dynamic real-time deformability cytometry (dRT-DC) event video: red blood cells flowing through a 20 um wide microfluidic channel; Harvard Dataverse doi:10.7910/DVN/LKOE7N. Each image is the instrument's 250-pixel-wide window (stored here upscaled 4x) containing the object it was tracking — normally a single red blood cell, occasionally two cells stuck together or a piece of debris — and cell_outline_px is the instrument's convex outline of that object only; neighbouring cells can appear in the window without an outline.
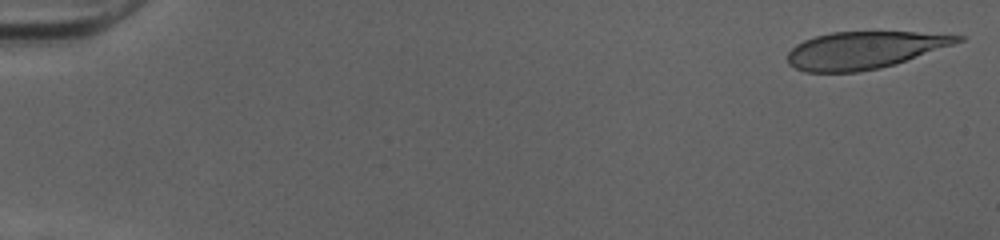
{"species": "human", "species_latin": "Homo sapiens", "temperature_condition": "cold", "stored_images_in_passage": 50, "camera_frame_rate_fps": 3000, "um_per_image_px": 0.085, "donor": {"sex": "female"}, "frame": {"image": 1, "passage_image": 1, "time_ms": 0.0, "image_size_px": [1000, 240], "cell_outline_px": [[964, 40], [896, 64], [880, 68], [860, 72], [804, 72], [788, 64], [788, 52], [796, 44], [804, 40], [816, 36], [832, 32], [916, 32], [964, 36]], "centroid_in_image_um": [73.42, 4.27], "position_along_channel_um": 11.6, "area_um2": 36.65}}
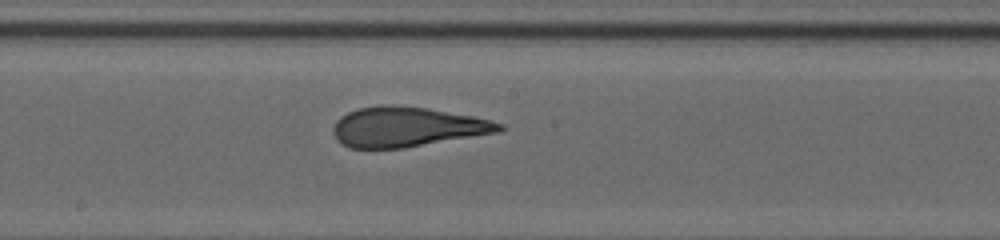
{"frame": {"image": 2, "passage_image": 28, "time_ms": 9.0, "image_size_px": [1000, 240], "cell_outline_px": [[508, 128], [500, 132], [404, 148], [348, 148], [340, 144], [336, 140], [332, 132], [332, 128], [336, 120], [340, 116], [348, 112], [360, 108], [384, 104], [392, 104], [428, 108], [472, 116], [492, 120], [504, 124]], "centroid_in_image_um": [34.59, 10.79], "position_along_channel_um": 213.6, "area_um2": 39.02}}
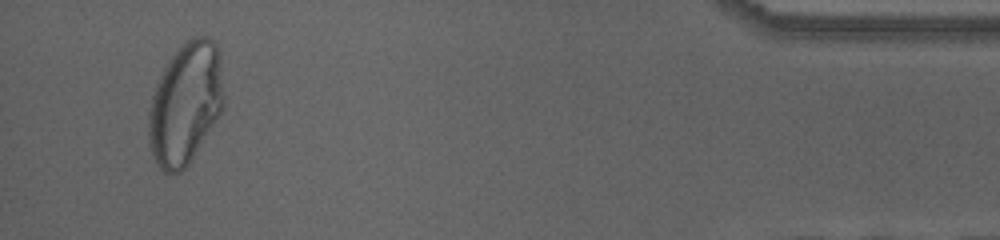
{"frame": {"image": 3, "passage_image": 48, "time_ms": 15.667, "image_size_px": [1000, 240], "cell_outline_px": [[224, 108], [220, 116], [192, 160], [180, 172], [164, 172], [156, 164], [152, 156], [148, 144], [148, 112], [156, 80], [168, 60], [192, 36], [208, 36], [216, 44], [220, 64], [224, 96]], "centroid_in_image_um": [15.75, 8.84], "position_along_channel_um": 419.5, "area_um2": 53.81}, "authors_computed_cell_mechanics": {"area_um2": 39.7664, "velocity_mm_per_s": 4.0383, "shape_relaxation_time_tau1_ms": 8.1716, "shape_relaxation_time_tau2_ms": 1.0309, "deformation_change_tau1": 0.2961, "deformation_change_tau2": 0.1032}}